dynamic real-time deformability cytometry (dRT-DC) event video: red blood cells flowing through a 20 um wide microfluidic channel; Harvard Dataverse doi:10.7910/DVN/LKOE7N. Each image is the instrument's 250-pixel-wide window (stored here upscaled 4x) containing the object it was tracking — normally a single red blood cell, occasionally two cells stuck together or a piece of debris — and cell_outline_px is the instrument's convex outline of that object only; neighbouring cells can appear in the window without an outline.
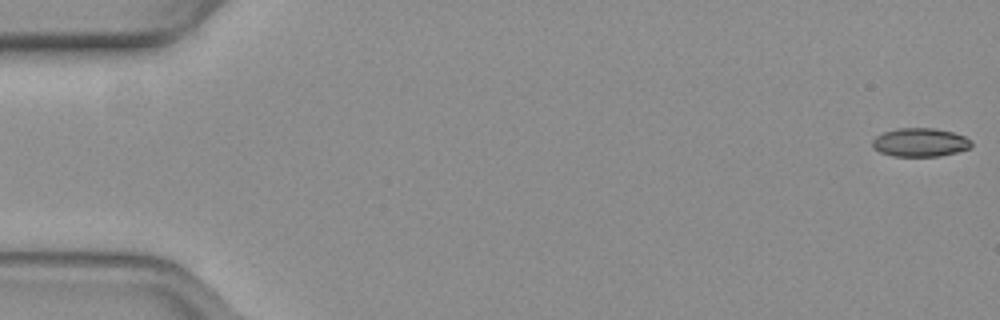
{"species": "common noctule bat (a hibernating species)", "species_latin": "Nyctalus noctula", "temperature_condition": "warm", "stored_images_in_passage": 54, "camera_frame_rate_fps": 3000, "um_per_image_px": 0.085, "animal": {"sex": "female", "body_mass_g": 19.3, "forearm_length_mm": 54.1}, "frame": {"image": 1, "passage_image": 1, "time_ms": 0.0, "image_size_px": [1000, 320], "cell_outline_px": [[972, 148], [940, 156], [892, 156], [880, 152], [872, 148], [872, 140], [876, 136], [884, 132], [896, 128], [932, 128], [952, 132], [964, 136], [972, 140]], "centroid_in_image_um": [78.21, 12.1], "position_along_channel_um": 6.8, "area_um2": 16.59}}
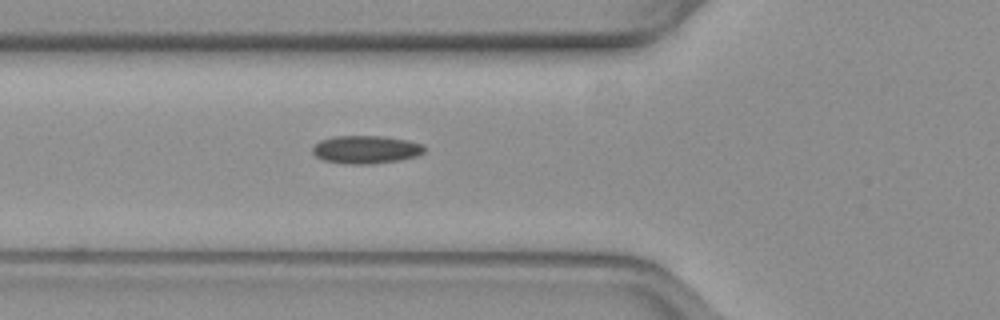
{"frame": {"image": 2, "passage_image": 20, "time_ms": 6.333, "image_size_px": [1000, 320], "cell_outline_px": [[424, 152], [416, 156], [400, 160], [372, 164], [348, 164], [324, 160], [316, 156], [312, 152], [312, 148], [320, 140], [336, 136], [380, 136], [408, 140], [424, 144]], "centroid_in_image_um": [31.12, 12.71], "position_along_channel_um": 94.7, "area_um2": 18.21}}
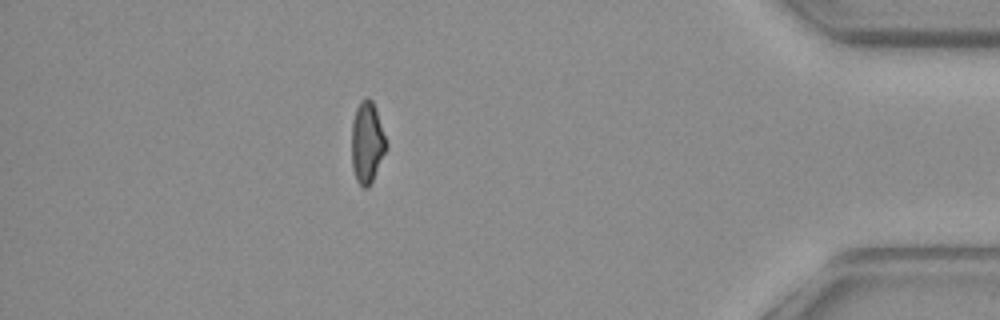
{"frame": {"image": 3, "passage_image": 48, "time_ms": 15.667, "image_size_px": [1000, 320], "cell_outline_px": [[388, 148], [368, 188], [364, 188], [356, 180], [352, 168], [352, 120], [356, 108], [360, 100], [368, 96], [372, 100], [376, 108], [388, 144]], "centroid_in_image_um": [31.21, 12.08], "position_along_channel_um": 404.0, "area_um2": 16.65}, "authors_computed_cell_mechanics": {"area_um2": 17.3689, "velocity_mm_per_s": 3.8198, "shape_relaxation_time_tau1_ms": null, "shape_relaxation_time_tau2_ms": 2.2047, "deformation_change_tau1": null, "deformation_change_tau2": 0.0733}}